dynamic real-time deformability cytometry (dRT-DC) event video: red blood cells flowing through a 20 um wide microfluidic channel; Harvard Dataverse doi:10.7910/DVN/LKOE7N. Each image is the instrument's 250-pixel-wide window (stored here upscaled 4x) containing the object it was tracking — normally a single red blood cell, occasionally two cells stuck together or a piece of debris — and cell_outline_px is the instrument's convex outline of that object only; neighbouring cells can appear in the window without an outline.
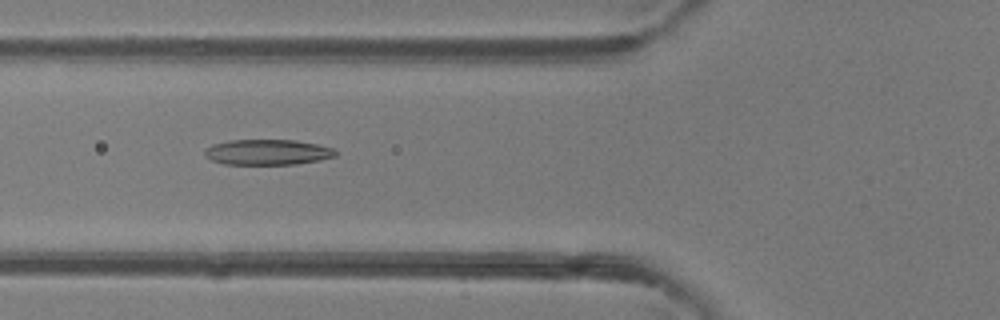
{"species": "common noctule bat (a hibernating species)", "species_latin": "Nyctalus noctula", "temperature_condition": "room temperature", "stored_images_in_passage": 35, "camera_frame_rate_fps": 3000, "um_per_image_px": 0.085, "animal": {"sex": "female"}, "frame": {"image": 1, "passage_image": 5, "time_ms": 1.333, "image_size_px": [1000, 320], "cell_outline_px": [[336, 156], [320, 160], [296, 164], [224, 164], [212, 160], [204, 152], [212, 144], [228, 140], [296, 140], [316, 144], [332, 148], [336, 152]], "centroid_in_image_um": [22.76, 12.93], "position_along_channel_um": 103.0, "area_um2": 19.25}}
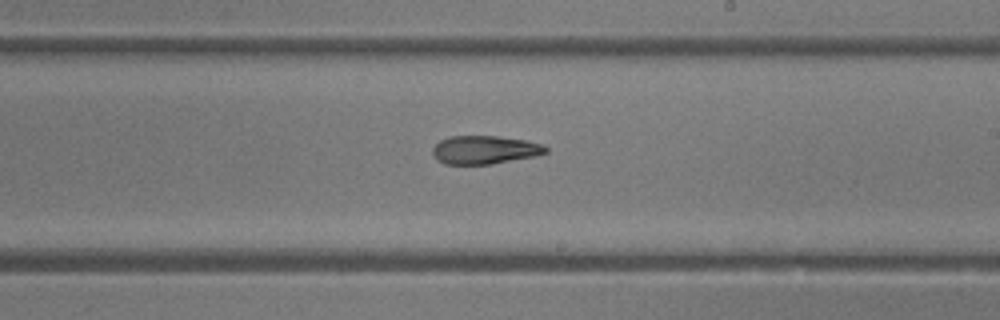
{"frame": {"image": 2, "passage_image": 15, "time_ms": 4.667, "image_size_px": [1000, 320], "cell_outline_px": [[548, 152], [536, 156], [492, 164], [444, 164], [436, 160], [432, 152], [432, 148], [440, 140], [448, 136], [496, 136], [524, 140], [544, 144], [548, 148]], "centroid_in_image_um": [41.19, 12.74], "position_along_channel_um": 247.8, "area_um2": 18.84}}
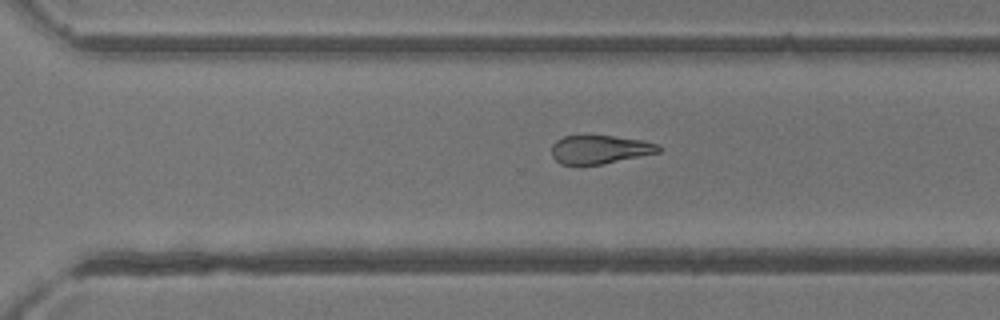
{"frame": {"image": 3, "passage_image": 20, "time_ms": 6.333, "image_size_px": [1000, 320], "cell_outline_px": [[660, 152], [604, 164], [560, 164], [552, 156], [552, 144], [556, 140], [564, 136], [612, 136], [640, 140], [656, 144], [660, 148]], "centroid_in_image_um": [50.96, 12.71], "position_along_channel_um": 319.6, "area_um2": 17.51}, "authors_computed_cell_mechanics": {"area_um2": 19.4786, "velocity_mm_per_s": 4.3376, "shape_relaxation_time_tau1_ms": null, "shape_relaxation_time_tau2_ms": 6.4537, "deformation_change_tau1": null, "deformation_change_tau2": 0.1997}}